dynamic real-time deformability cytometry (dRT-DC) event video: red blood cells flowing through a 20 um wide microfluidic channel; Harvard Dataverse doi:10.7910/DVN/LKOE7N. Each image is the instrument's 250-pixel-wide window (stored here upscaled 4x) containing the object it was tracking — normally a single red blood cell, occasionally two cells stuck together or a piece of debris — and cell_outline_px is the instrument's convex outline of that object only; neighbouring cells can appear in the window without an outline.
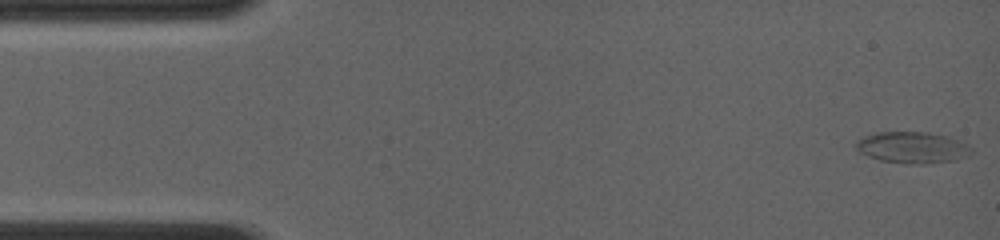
{"species": "common noctule bat (a hibernating species)", "species_latin": "Nyctalus noctula", "temperature_condition": "room temperature", "stored_images_in_passage": 60, "camera_frame_rate_fps": 4000, "um_per_image_px": 0.085, "animal": {"sex": "female", "body_mass_g": 19.0, "forearm_length_mm": 56.7}, "frame": {"image": 1, "passage_image": 1, "time_ms": 0.0, "image_size_px": [1000, 240], "cell_outline_px": [[972, 152], [968, 156], [956, 160], [924, 164], [904, 164], [880, 160], [868, 156], [860, 152], [856, 148], [856, 140], [864, 136], [876, 132], [928, 132], [948, 136], [968, 144], [972, 148]], "centroid_in_image_um": [77.57, 12.54], "position_along_channel_um": 7.4, "area_um2": 21.33}}
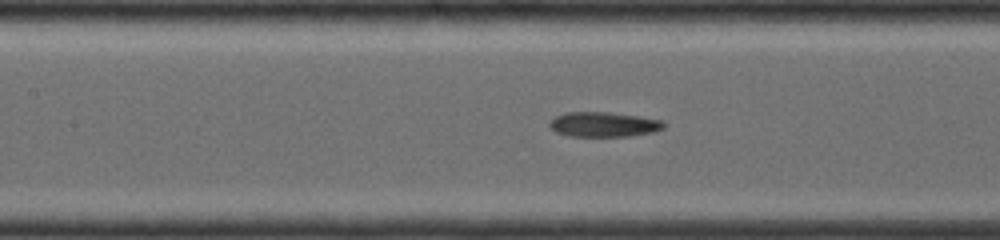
{"frame": {"image": 2, "passage_image": 27, "time_ms": 6.5, "image_size_px": [1000, 240], "cell_outline_px": [[664, 128], [652, 132], [628, 136], [568, 136], [556, 132], [548, 124], [556, 116], [564, 112], [608, 112], [640, 116], [664, 120]], "centroid_in_image_um": [51.32, 10.57], "position_along_channel_um": 156.1, "area_um2": 16.53}}
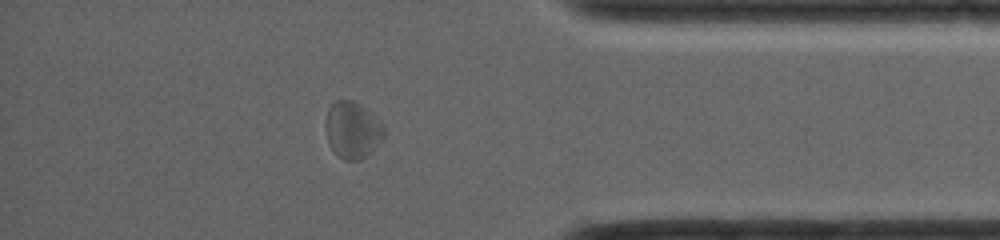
{"frame": {"image": 3, "passage_image": 52, "time_ms": 12.75, "image_size_px": [1000, 240], "cell_outline_px": [[384, 136], [360, 160], [344, 160], [328, 144], [324, 128], [324, 124], [328, 108], [336, 100], [352, 100], [360, 104], [372, 112], [384, 128]], "centroid_in_image_um": [29.91, 11.01], "position_along_channel_um": 405.3, "area_um2": 19.07}, "authors_computed_cell_mechanics": {"area_um2": 17.5423, "velocity_mm_per_s": 4.1615, "shape_relaxation_time_tau1_ms": null, "shape_relaxation_time_tau2_ms": 4.7037, "deformation_change_tau1": null, "deformation_change_tau2": 0.0968}}